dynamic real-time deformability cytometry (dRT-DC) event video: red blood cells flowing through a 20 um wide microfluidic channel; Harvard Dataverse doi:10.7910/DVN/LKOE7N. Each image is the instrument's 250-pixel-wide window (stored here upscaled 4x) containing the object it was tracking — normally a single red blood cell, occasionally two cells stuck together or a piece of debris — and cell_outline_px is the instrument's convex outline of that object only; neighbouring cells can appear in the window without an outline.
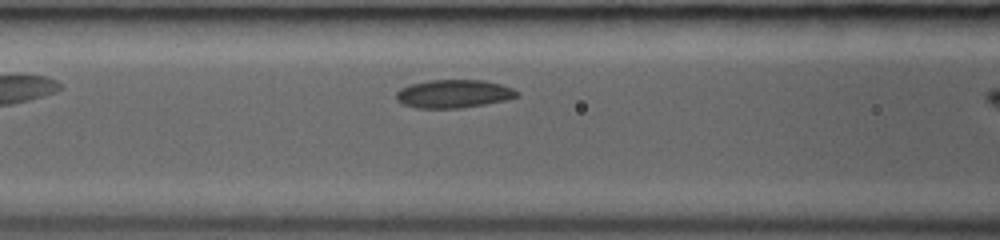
{"species": "common noctule bat (a hibernating species)", "species_latin": "Nyctalus noctula", "temperature_condition": "room temperature", "stored_images_in_passage": 12, "camera_frame_rate_fps": 3000, "um_per_image_px": 0.085, "animal": {"sex": "female", "body_mass_g": 19.0, "forearm_length_mm": 53.3}, "frame": {"image": 1, "passage_image": 11, "time_ms": 2.333, "image_size_px": [1000, 240], "cell_outline_px": [[520, 96], [504, 100], [484, 104], [460, 108], [416, 108], [404, 104], [396, 100], [396, 92], [400, 88], [412, 84], [428, 80], [484, 80], [500, 84], [512, 88], [520, 92]], "centroid_in_image_um": [38.56, 7.97], "position_along_channel_um": 128.0, "area_um2": 19.83}}